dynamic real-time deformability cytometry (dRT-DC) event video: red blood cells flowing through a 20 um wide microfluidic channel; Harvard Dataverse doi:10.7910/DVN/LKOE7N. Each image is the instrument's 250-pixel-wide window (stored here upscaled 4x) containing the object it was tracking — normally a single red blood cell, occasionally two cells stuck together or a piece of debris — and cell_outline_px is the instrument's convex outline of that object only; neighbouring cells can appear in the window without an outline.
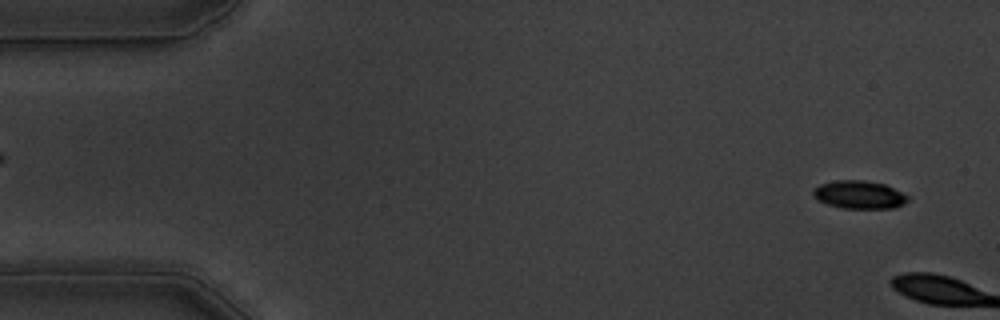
{"species": "common noctule bat (a hibernating species)", "species_latin": "Nyctalus noctula", "temperature_condition": "warm", "stored_images_in_passage": 4, "camera_frame_rate_fps": 3000, "um_per_image_px": 0.085, "animal": {"sex": "male", "body_mass_g": 19.5, "forearm_length_mm": 54.6}, "frame": {"image": 1, "passage_image": 3, "time_ms": 0.667, "image_size_px": [1000, 320], "cell_outline_px": [[908, 200], [904, 204], [896, 208], [840, 208], [816, 200], [812, 196], [812, 188], [820, 184], [832, 180], [864, 180], [884, 184], [908, 196]], "centroid_in_image_um": [72.97, 16.55], "position_along_channel_um": 12.0, "area_um2": 15.61}}